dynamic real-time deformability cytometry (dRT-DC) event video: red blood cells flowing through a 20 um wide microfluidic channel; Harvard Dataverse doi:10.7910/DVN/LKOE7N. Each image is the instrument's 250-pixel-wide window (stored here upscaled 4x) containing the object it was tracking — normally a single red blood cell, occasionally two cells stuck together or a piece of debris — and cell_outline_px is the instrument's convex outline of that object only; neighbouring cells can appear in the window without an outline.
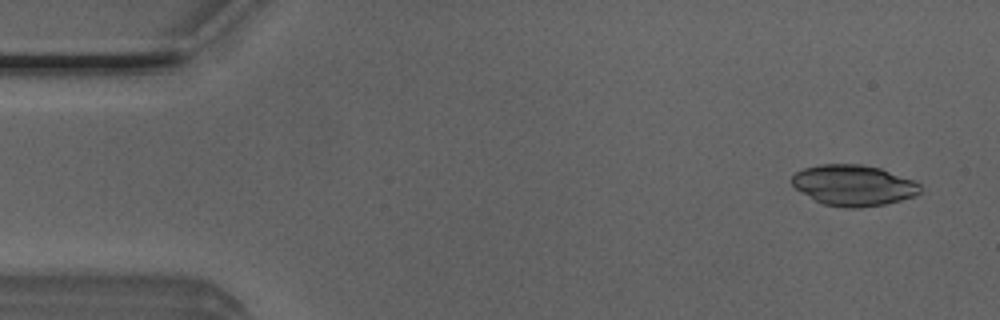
{"species": "Egyptian fruit bat (a non-hibernating species)", "species_latin": "Rousettus aegyptiacus", "temperature_condition": "room temperature", "stored_images_in_passage": 50, "camera_frame_rate_fps": 3000, "um_per_image_px": 0.085, "animal": {"sex": "male"}, "frame": {"image": 1, "passage_image": 3, "time_ms": 0.667, "image_size_px": [1000, 320], "cell_outline_px": [[920, 192], [916, 196], [884, 204], [860, 208], [848, 208], [824, 204], [816, 200], [796, 188], [792, 184], [792, 176], [796, 172], [804, 168], [820, 164], [864, 164], [880, 168], [912, 180], [920, 184]], "centroid_in_image_um": [72.56, 15.74], "position_along_channel_um": 12.4, "area_um2": 30.29}}
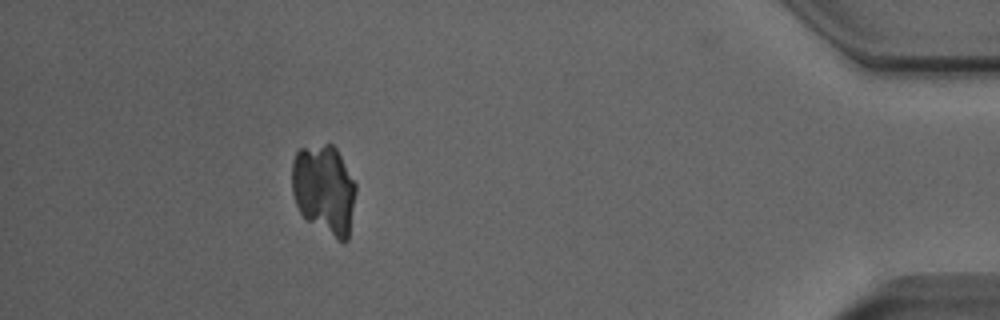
{"frame": {"image": 2, "passage_image": 45, "time_ms": 14.667, "image_size_px": [1000, 320], "cell_outline_px": [[356, 192], [348, 240], [344, 244], [308, 220], [300, 212], [296, 204], [292, 192], [292, 160], [296, 152], [300, 148], [324, 144], [332, 144], [336, 148], [356, 184]], "centroid_in_image_um": [27.55, 16.1], "position_along_channel_um": 407.6, "area_um2": 33.35}}